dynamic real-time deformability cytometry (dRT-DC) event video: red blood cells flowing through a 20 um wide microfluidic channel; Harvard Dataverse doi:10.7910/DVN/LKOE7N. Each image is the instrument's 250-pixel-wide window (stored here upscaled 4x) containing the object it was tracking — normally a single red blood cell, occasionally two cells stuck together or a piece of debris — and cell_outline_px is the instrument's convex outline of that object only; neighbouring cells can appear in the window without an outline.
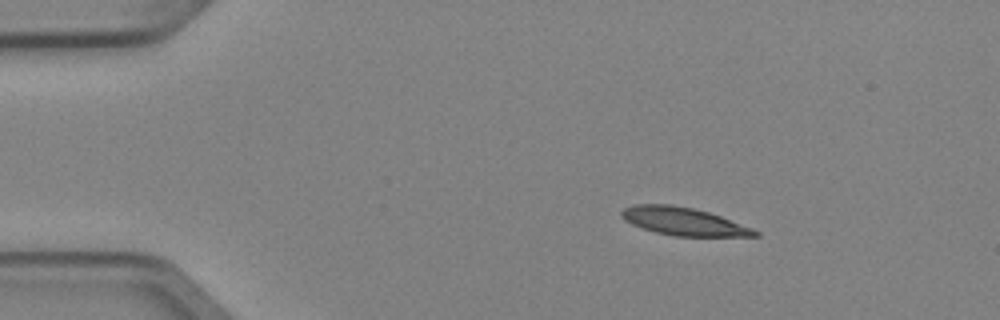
{"species": "Egyptian fruit bat (a non-hibernating species)", "species_latin": "Rousettus aegyptiacus", "temperature_condition": "cold", "stored_images_in_passage": 4, "camera_frame_rate_fps": 3000, "um_per_image_px": 0.085, "animal": {"sex": "female"}, "frame": {"image": 1, "passage_image": 2, "time_ms": 0.333, "image_size_px": [1000, 320], "cell_outline_px": [[760, 236], [676, 236], [656, 232], [632, 224], [624, 220], [620, 216], [620, 212], [624, 208], [636, 204], [672, 204], [696, 208], [720, 216], [752, 228], [760, 232]], "centroid_in_image_um": [58.09, 18.81], "position_along_channel_um": 26.9, "area_um2": 21.62}}
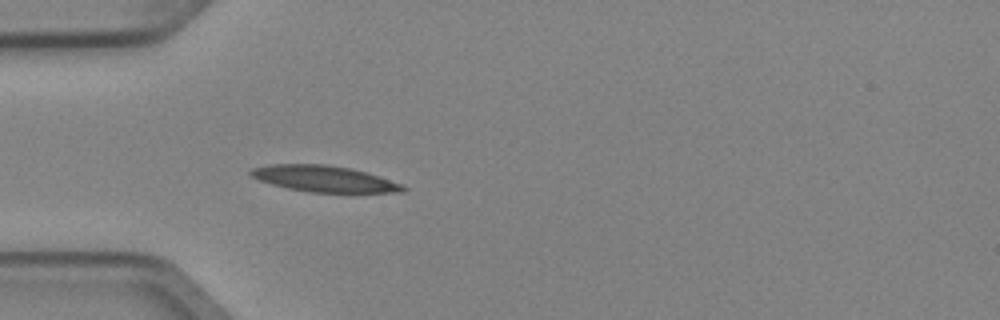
{"frame": {"image": 2, "passage_image": 4, "time_ms": 1.0, "image_size_px": [1000, 320], "cell_outline_px": [[408, 188], [404, 192], [312, 192], [288, 188], [272, 184], [260, 180], [252, 176], [248, 172], [252, 168], [268, 164], [328, 164], [352, 168], [404, 184]], "centroid_in_image_um": [27.58, 15.18], "position_along_channel_um": 57.4, "area_um2": 23.18}}